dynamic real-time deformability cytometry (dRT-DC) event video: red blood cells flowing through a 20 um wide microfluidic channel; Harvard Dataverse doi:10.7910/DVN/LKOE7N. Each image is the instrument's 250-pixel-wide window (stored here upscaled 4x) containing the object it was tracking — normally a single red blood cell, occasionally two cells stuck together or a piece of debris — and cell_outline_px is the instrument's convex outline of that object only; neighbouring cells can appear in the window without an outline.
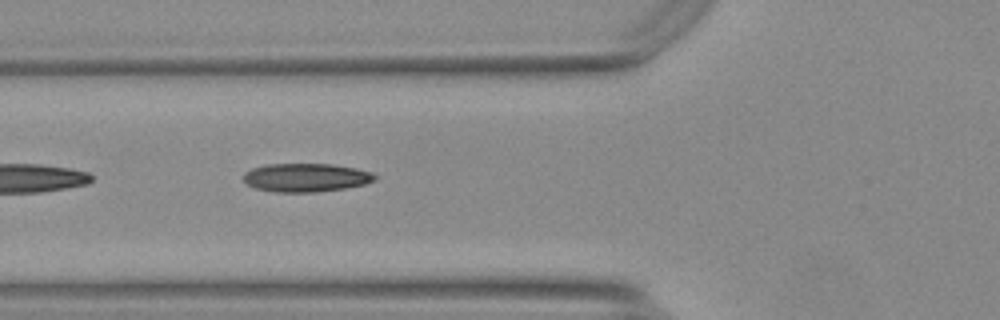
{"species": "Egyptian fruit bat (a non-hibernating species)", "species_latin": "Rousettus aegyptiacus", "temperature_condition": "warm", "stored_images_in_passage": 14, "camera_frame_rate_fps": 3000, "um_per_image_px": 0.085, "animal": {"sex": "female"}, "frame": {"image": 1, "passage_image": 5, "time_ms": 1.333, "image_size_px": [1000, 320], "cell_outline_px": [[376, 180], [364, 184], [344, 188], [316, 192], [272, 192], [256, 188], [248, 184], [244, 180], [244, 172], [252, 168], [264, 164], [332, 164], [356, 168], [372, 172], [376, 176]], "centroid_in_image_um": [26.0, 15.09], "position_along_channel_um": 99.8, "area_um2": 21.85}}